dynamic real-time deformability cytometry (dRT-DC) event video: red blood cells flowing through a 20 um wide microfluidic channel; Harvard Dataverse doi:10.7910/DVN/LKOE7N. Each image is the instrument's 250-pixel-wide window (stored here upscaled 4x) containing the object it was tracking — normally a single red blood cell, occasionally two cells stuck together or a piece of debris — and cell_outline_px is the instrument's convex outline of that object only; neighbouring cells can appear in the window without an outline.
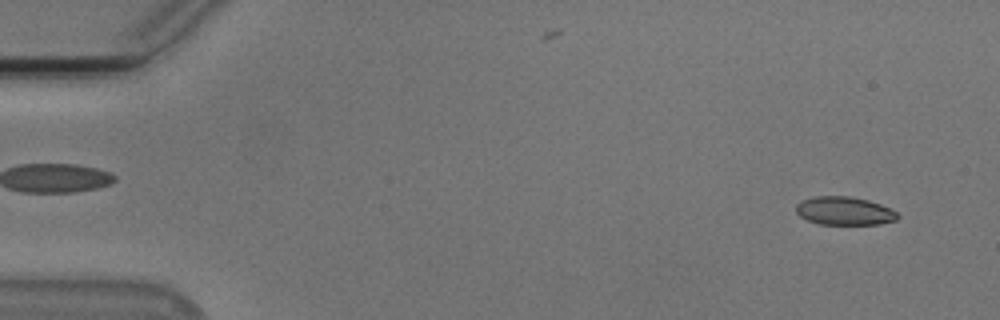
{"species": "Egyptian fruit bat (a non-hibernating species)", "species_latin": "Rousettus aegyptiacus", "temperature_condition": "cold", "stored_images_in_passage": 54, "camera_frame_rate_fps": 3000, "um_per_image_px": 0.085, "animal": {"sex": "male"}, "frame": {"image": 1, "passage_image": 3, "time_ms": 0.667, "image_size_px": [1000, 320], "cell_outline_px": [[900, 216], [896, 220], [880, 224], [820, 224], [808, 220], [800, 216], [796, 212], [796, 204], [800, 200], [816, 196], [848, 196], [868, 200], [880, 204], [896, 212]], "centroid_in_image_um": [71.75, 17.92], "position_along_channel_um": 13.2, "area_um2": 16.7}}
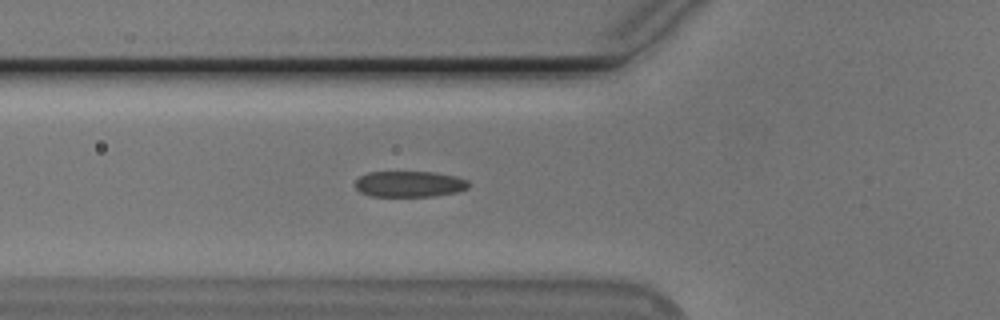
{"frame": {"image": 2, "passage_image": 19, "time_ms": 6.0, "image_size_px": [1000, 320], "cell_outline_px": [[468, 188], [456, 192], [432, 196], [372, 196], [360, 192], [356, 188], [356, 180], [360, 176], [368, 172], [436, 172], [456, 176], [468, 180]], "centroid_in_image_um": [34.81, 15.63], "position_along_channel_um": 91.0, "area_um2": 17.11}}
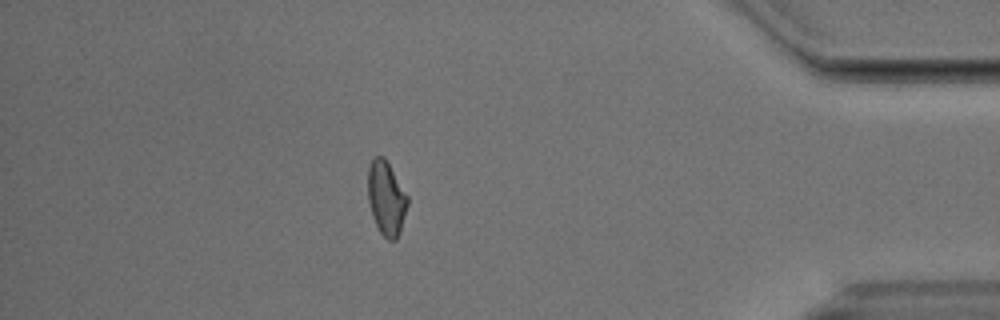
{"frame": {"image": 3, "passage_image": 47, "time_ms": 15.333, "image_size_px": [1000, 320], "cell_outline_px": [[408, 204], [400, 232], [396, 240], [388, 240], [380, 232], [372, 216], [368, 200], [368, 168], [372, 156], [384, 156], [408, 196]], "centroid_in_image_um": [32.83, 16.83], "position_along_channel_um": 402.4, "area_um2": 17.17}, "authors_computed_cell_mechanics": {"area_um2": 17.3111, "velocity_mm_per_s": 3.7659, "shape_relaxation_time_tau1_ms": 4.5399, "shape_relaxation_time_tau2_ms": 1.7334, "deformation_change_tau1": 0.1191, "deformation_change_tau2": 0.0841}}